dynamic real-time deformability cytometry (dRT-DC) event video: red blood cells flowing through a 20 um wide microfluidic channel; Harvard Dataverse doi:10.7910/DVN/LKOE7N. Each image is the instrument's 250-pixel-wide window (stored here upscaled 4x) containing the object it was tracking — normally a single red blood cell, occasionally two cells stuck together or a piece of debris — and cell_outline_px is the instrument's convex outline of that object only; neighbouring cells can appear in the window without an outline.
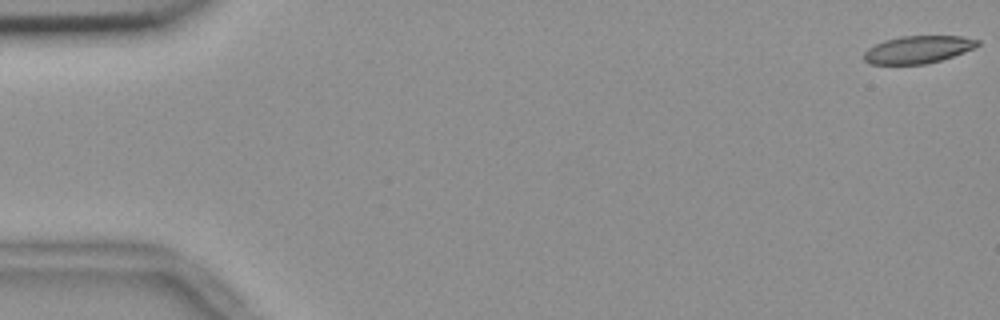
{"species": "common noctule bat (a hibernating species)", "species_latin": "Nyctalus noctula", "temperature_condition": "room temperature", "stored_images_in_passage": 56, "camera_frame_rate_fps": 3000, "um_per_image_px": 0.085, "animal": {"sex": "female", "body_mass_g": 18.4}, "frame": {"image": 1, "passage_image": 1, "time_ms": 0.0, "image_size_px": [1000, 320], "cell_outline_px": [[980, 44], [964, 52], [940, 60], [924, 64], [868, 64], [864, 60], [864, 52], [868, 48], [884, 40], [900, 36], [960, 36], [980, 40]], "centroid_in_image_um": [78.0, 4.21], "position_along_channel_um": 7.0, "area_um2": 18.09}}
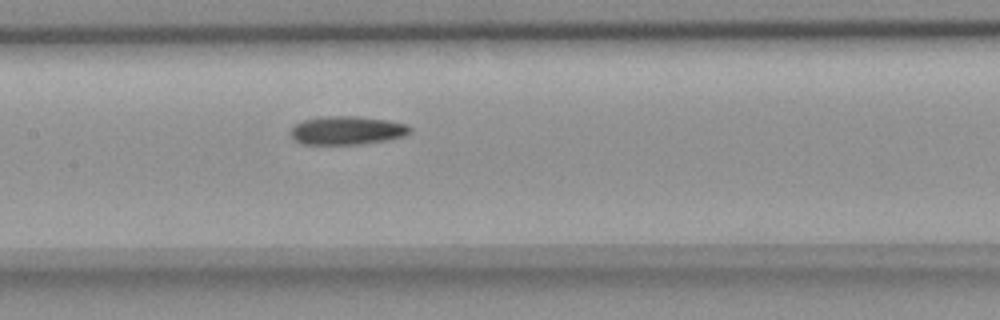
{"frame": {"image": 2, "passage_image": 27, "time_ms": 8.667, "image_size_px": [1000, 320], "cell_outline_px": [[412, 132], [404, 136], [388, 140], [360, 144], [300, 144], [292, 140], [288, 132], [296, 124], [304, 120], [320, 116], [356, 116], [388, 120], [408, 124], [412, 128]], "centroid_in_image_um": [29.49, 11.09], "position_along_channel_um": 177.9, "area_um2": 20.17}}
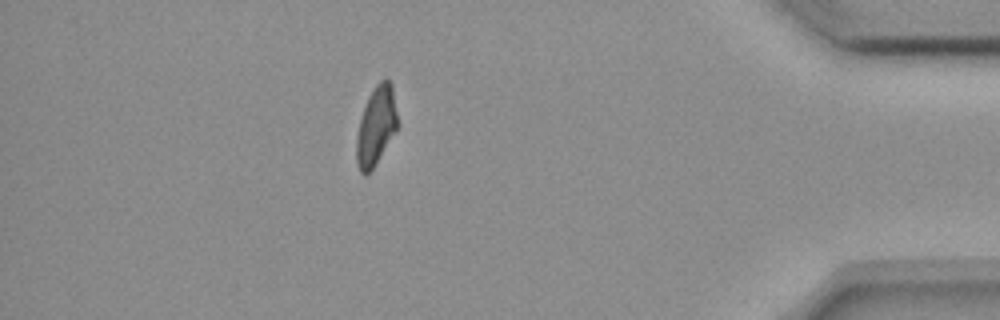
{"frame": {"image": 3, "passage_image": 49, "time_ms": 16.0, "image_size_px": [1000, 320], "cell_outline_px": [[400, 124], [372, 168], [364, 176], [360, 172], [356, 164], [356, 136], [360, 120], [368, 96], [376, 84], [380, 80], [388, 80], [392, 84]], "centroid_in_image_um": [31.98, 10.68], "position_along_channel_um": 403.2, "area_um2": 18.84}, "authors_computed_cell_mechanics": {"area_um2": 19.7676, "velocity_mm_per_s": 3.6797, "shape_relaxation_time_tau1_ms": null, "shape_relaxation_time_tau2_ms": 6.551, "deformation_change_tau1": null, "deformation_change_tau2": 0.1586}}